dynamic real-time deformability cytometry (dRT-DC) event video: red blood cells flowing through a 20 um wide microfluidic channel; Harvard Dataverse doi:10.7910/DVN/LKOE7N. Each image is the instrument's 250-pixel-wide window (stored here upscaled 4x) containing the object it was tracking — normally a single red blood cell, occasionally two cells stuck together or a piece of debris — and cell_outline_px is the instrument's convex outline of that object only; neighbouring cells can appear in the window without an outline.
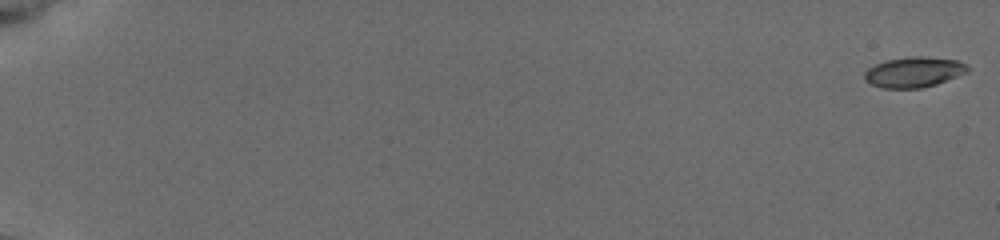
{"species": "common noctule bat (a hibernating species)", "species_latin": "Nyctalus noctula", "temperature_condition": "cold", "stored_images_in_passage": 57, "camera_frame_rate_fps": 3000, "um_per_image_px": 0.085, "animal": {"sex": "female", "body_mass_g": 19.5, "forearm_length_mm": 54.1}, "frame": {"image": 1, "passage_image": 1, "time_ms": 0.0, "image_size_px": [1000, 240], "cell_outline_px": [[968, 72], [936, 84], [920, 88], [884, 88], [872, 84], [864, 80], [864, 72], [868, 68], [876, 64], [888, 60], [912, 56], [920, 56], [956, 60], [964, 64], [968, 68]], "centroid_in_image_um": [77.65, 6.13], "position_along_channel_um": 7.3, "area_um2": 17.98}}
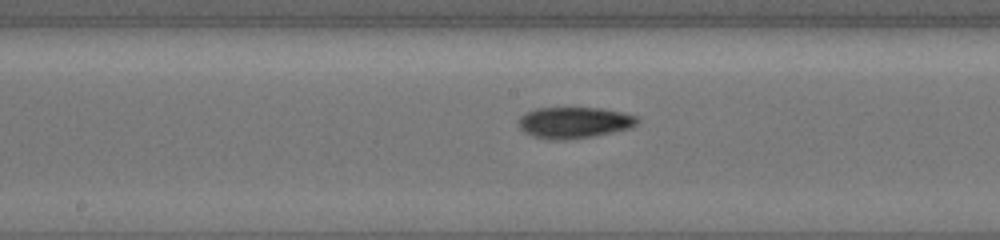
{"frame": {"image": 2, "passage_image": 33, "time_ms": 10.667, "image_size_px": [1000, 240], "cell_outline_px": [[640, 120], [636, 124], [628, 128], [612, 132], [592, 136], [564, 140], [548, 140], [532, 136], [524, 132], [516, 124], [520, 116], [524, 112], [536, 108], [600, 108], [620, 112], [636, 116]], "centroid_in_image_um": [48.72, 10.42], "position_along_channel_um": 199.5, "area_um2": 21.68}}
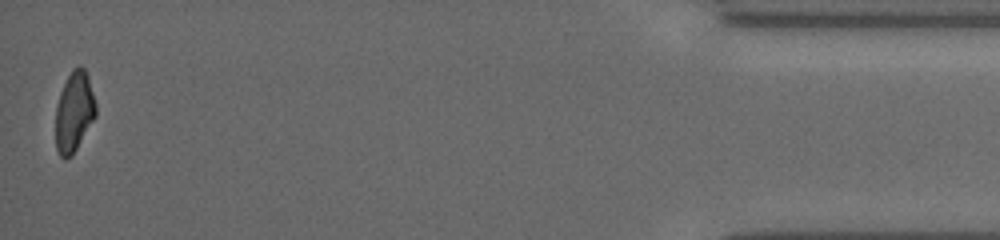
{"frame": {"image": 3, "passage_image": 57, "time_ms": 18.667, "image_size_px": [1000, 240], "cell_outline_px": [[96, 116], [72, 156], [60, 156], [56, 148], [56, 108], [60, 92], [72, 68], [80, 64], [84, 68], [88, 76], [96, 104]], "centroid_in_image_um": [6.31, 9.47], "position_along_channel_um": 428.9, "area_um2": 18.67}, "authors_computed_cell_mechanics": {"area_um2": 19.4208, "velocity_mm_per_s": 3.7908, "shape_relaxation_time_tau1_ms": null, "shape_relaxation_time_tau2_ms": 3.2952, "deformation_change_tau1": null, "deformation_change_tau2": 0.0948}}